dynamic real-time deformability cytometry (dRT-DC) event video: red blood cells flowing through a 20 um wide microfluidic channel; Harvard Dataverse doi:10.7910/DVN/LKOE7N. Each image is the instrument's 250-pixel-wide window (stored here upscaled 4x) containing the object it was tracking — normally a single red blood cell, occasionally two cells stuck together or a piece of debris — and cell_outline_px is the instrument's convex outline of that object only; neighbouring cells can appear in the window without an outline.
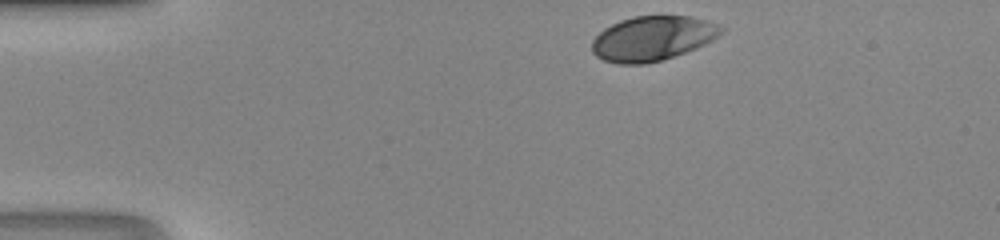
{"species": "human", "species_latin": "Homo sapiens", "temperature_condition": "room temperature", "stored_images_in_passage": 31, "camera_frame_rate_fps": 3000, "um_per_image_px": 0.085, "donor": {"sex": "male"}, "frame": {"image": 1, "passage_image": 1, "time_ms": 0.0, "image_size_px": [1000, 240], "cell_outline_px": [[724, 32], [712, 40], [696, 48], [660, 60], [644, 64], [616, 64], [604, 60], [596, 56], [592, 52], [592, 40], [604, 28], [620, 20], [632, 16], [692, 16], [708, 20], [724, 28]], "centroid_in_image_um": [55.45, 3.25], "position_along_channel_um": 29.5, "area_um2": 33.58}}
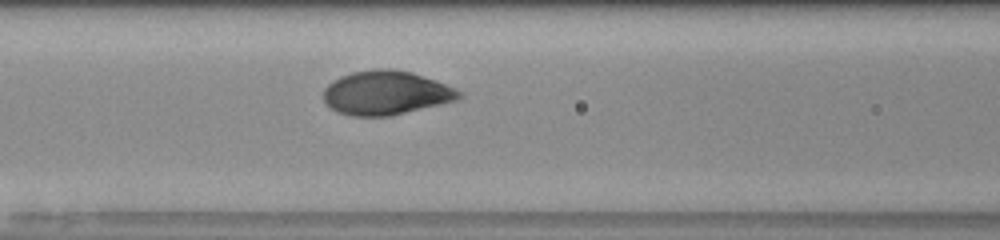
{"frame": {"image": 2, "passage_image": 13, "time_ms": 4.0, "image_size_px": [1000, 240], "cell_outline_px": [[464, 96], [456, 100], [440, 104], [388, 116], [352, 116], [336, 112], [328, 108], [324, 100], [324, 88], [332, 80], [340, 76], [352, 72], [376, 68], [392, 68], [412, 72], [436, 80], [464, 92]], "centroid_in_image_um": [32.79, 7.88], "position_along_channel_um": 133.8, "area_um2": 35.03}}
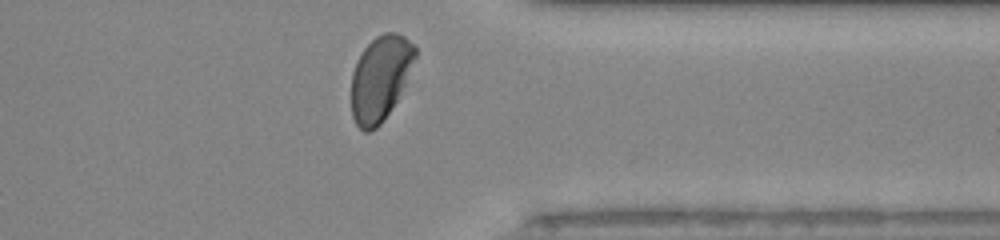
{"frame": {"image": 3, "passage_image": 30, "time_ms": 9.667, "image_size_px": [1000, 240], "cell_outline_px": [[416, 56], [404, 84], [396, 100], [380, 124], [376, 128], [368, 132], [364, 132], [356, 124], [352, 116], [352, 72], [364, 48], [376, 36], [384, 32], [396, 32], [404, 36], [416, 48]], "centroid_in_image_um": [32.31, 6.63], "position_along_channel_um": 379.1, "area_um2": 30.98}}